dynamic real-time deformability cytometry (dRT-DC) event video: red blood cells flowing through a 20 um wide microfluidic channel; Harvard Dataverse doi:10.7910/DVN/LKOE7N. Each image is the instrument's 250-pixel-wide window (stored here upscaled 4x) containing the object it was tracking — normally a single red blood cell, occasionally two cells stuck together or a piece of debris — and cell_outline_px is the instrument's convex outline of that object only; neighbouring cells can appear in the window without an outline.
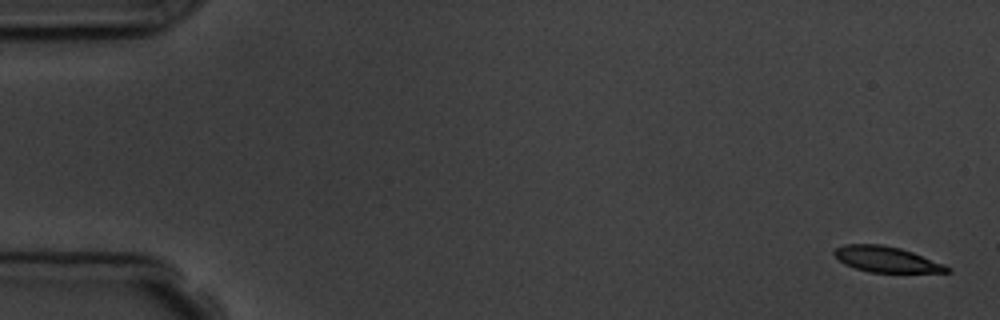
{"species": "common noctule bat (a hibernating species)", "species_latin": "Nyctalus noctula", "temperature_condition": "room temperature", "stored_images_in_passage": 6, "camera_frame_rate_fps": 3000, "um_per_image_px": 0.085, "animal": {"sex": "male", "body_mass_g": 19.5, "forearm_length_mm": 54.6}, "frame": {"image": 1, "passage_image": 1, "time_ms": 0.0, "image_size_px": [1000, 320], "cell_outline_px": [[952, 272], [868, 272], [844, 264], [832, 252], [836, 248], [844, 244], [880, 244], [900, 248], [912, 252], [944, 264], [952, 268]], "centroid_in_image_um": [75.35, 22.04], "position_along_channel_um": 9.7, "area_um2": 16.76}}
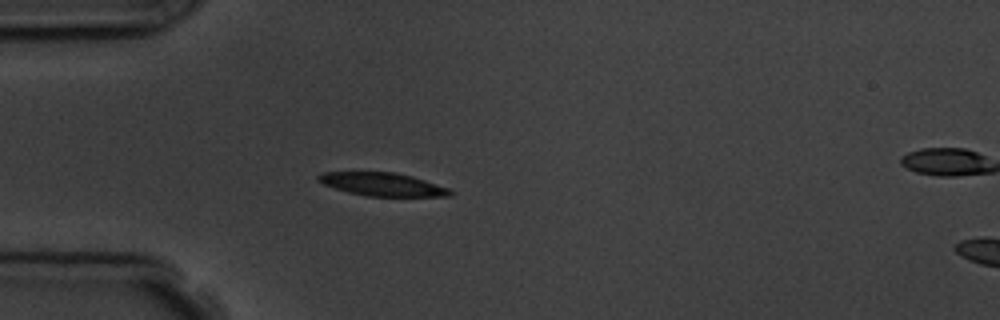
{"frame": {"image": 2, "passage_image": 5, "time_ms": 4.667, "image_size_px": [1000, 320], "cell_outline_px": [[456, 192], [452, 196], [368, 196], [348, 192], [324, 184], [316, 180], [316, 176], [324, 172], [396, 172], [412, 176], [448, 188]], "centroid_in_image_um": [32.53, 15.66], "position_along_channel_um": 52.5, "area_um2": 17.74}}